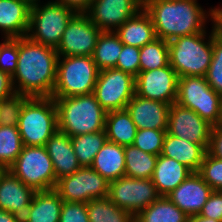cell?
Here are the masks:
<instances>
[{
	"instance_id": "1",
	"label": "cell",
	"mask_w": 222,
	"mask_h": 222,
	"mask_svg": "<svg viewBox=\"0 0 222 222\" xmlns=\"http://www.w3.org/2000/svg\"><path fill=\"white\" fill-rule=\"evenodd\" d=\"M58 53L55 48L18 38L17 68L12 75L15 92L28 97H51L54 91Z\"/></svg>"
},
{
	"instance_id": "2",
	"label": "cell",
	"mask_w": 222,
	"mask_h": 222,
	"mask_svg": "<svg viewBox=\"0 0 222 222\" xmlns=\"http://www.w3.org/2000/svg\"><path fill=\"white\" fill-rule=\"evenodd\" d=\"M157 38L167 42L185 35L203 33L213 23V5L204 9L198 0H143Z\"/></svg>"
},
{
	"instance_id": "3",
	"label": "cell",
	"mask_w": 222,
	"mask_h": 222,
	"mask_svg": "<svg viewBox=\"0 0 222 222\" xmlns=\"http://www.w3.org/2000/svg\"><path fill=\"white\" fill-rule=\"evenodd\" d=\"M53 99L59 131L75 137L104 130L107 111L93 93Z\"/></svg>"
},
{
	"instance_id": "4",
	"label": "cell",
	"mask_w": 222,
	"mask_h": 222,
	"mask_svg": "<svg viewBox=\"0 0 222 222\" xmlns=\"http://www.w3.org/2000/svg\"><path fill=\"white\" fill-rule=\"evenodd\" d=\"M212 26L203 33L185 35L168 42L169 65L178 77H205L212 59Z\"/></svg>"
},
{
	"instance_id": "5",
	"label": "cell",
	"mask_w": 222,
	"mask_h": 222,
	"mask_svg": "<svg viewBox=\"0 0 222 222\" xmlns=\"http://www.w3.org/2000/svg\"><path fill=\"white\" fill-rule=\"evenodd\" d=\"M25 146H45L58 130L57 109L52 97H29L23 104L18 123Z\"/></svg>"
},
{
	"instance_id": "6",
	"label": "cell",
	"mask_w": 222,
	"mask_h": 222,
	"mask_svg": "<svg viewBox=\"0 0 222 222\" xmlns=\"http://www.w3.org/2000/svg\"><path fill=\"white\" fill-rule=\"evenodd\" d=\"M99 69L92 56H59L52 98L88 95L94 92Z\"/></svg>"
},
{
	"instance_id": "7",
	"label": "cell",
	"mask_w": 222,
	"mask_h": 222,
	"mask_svg": "<svg viewBox=\"0 0 222 222\" xmlns=\"http://www.w3.org/2000/svg\"><path fill=\"white\" fill-rule=\"evenodd\" d=\"M76 12L51 0H39L31 5L27 36L41 45L57 49L68 22Z\"/></svg>"
},
{
	"instance_id": "8",
	"label": "cell",
	"mask_w": 222,
	"mask_h": 222,
	"mask_svg": "<svg viewBox=\"0 0 222 222\" xmlns=\"http://www.w3.org/2000/svg\"><path fill=\"white\" fill-rule=\"evenodd\" d=\"M175 102L193 110L211 125H220L222 96L210 87L205 77H179Z\"/></svg>"
},
{
	"instance_id": "9",
	"label": "cell",
	"mask_w": 222,
	"mask_h": 222,
	"mask_svg": "<svg viewBox=\"0 0 222 222\" xmlns=\"http://www.w3.org/2000/svg\"><path fill=\"white\" fill-rule=\"evenodd\" d=\"M25 185L35 191L55 189L56 176L45 146H25L8 168Z\"/></svg>"
},
{
	"instance_id": "10",
	"label": "cell",
	"mask_w": 222,
	"mask_h": 222,
	"mask_svg": "<svg viewBox=\"0 0 222 222\" xmlns=\"http://www.w3.org/2000/svg\"><path fill=\"white\" fill-rule=\"evenodd\" d=\"M110 181L91 167H80L76 172L57 181L55 190L66 202H83L109 195Z\"/></svg>"
},
{
	"instance_id": "11",
	"label": "cell",
	"mask_w": 222,
	"mask_h": 222,
	"mask_svg": "<svg viewBox=\"0 0 222 222\" xmlns=\"http://www.w3.org/2000/svg\"><path fill=\"white\" fill-rule=\"evenodd\" d=\"M110 201L134 217L156 201L158 193L152 179H138L123 176L110 182Z\"/></svg>"
},
{
	"instance_id": "12",
	"label": "cell",
	"mask_w": 222,
	"mask_h": 222,
	"mask_svg": "<svg viewBox=\"0 0 222 222\" xmlns=\"http://www.w3.org/2000/svg\"><path fill=\"white\" fill-rule=\"evenodd\" d=\"M93 94L107 112L126 109L135 95V77L116 68L101 70Z\"/></svg>"
},
{
	"instance_id": "13",
	"label": "cell",
	"mask_w": 222,
	"mask_h": 222,
	"mask_svg": "<svg viewBox=\"0 0 222 222\" xmlns=\"http://www.w3.org/2000/svg\"><path fill=\"white\" fill-rule=\"evenodd\" d=\"M101 33L86 13H76L56 49L58 56H92Z\"/></svg>"
},
{
	"instance_id": "14",
	"label": "cell",
	"mask_w": 222,
	"mask_h": 222,
	"mask_svg": "<svg viewBox=\"0 0 222 222\" xmlns=\"http://www.w3.org/2000/svg\"><path fill=\"white\" fill-rule=\"evenodd\" d=\"M213 125L193 110L174 102L169 108L167 133L180 139L200 144L206 151L210 144Z\"/></svg>"
},
{
	"instance_id": "15",
	"label": "cell",
	"mask_w": 222,
	"mask_h": 222,
	"mask_svg": "<svg viewBox=\"0 0 222 222\" xmlns=\"http://www.w3.org/2000/svg\"><path fill=\"white\" fill-rule=\"evenodd\" d=\"M178 79L176 71L169 64L162 68L141 71L135 77V94L171 105L177 98Z\"/></svg>"
},
{
	"instance_id": "16",
	"label": "cell",
	"mask_w": 222,
	"mask_h": 222,
	"mask_svg": "<svg viewBox=\"0 0 222 222\" xmlns=\"http://www.w3.org/2000/svg\"><path fill=\"white\" fill-rule=\"evenodd\" d=\"M143 8V0H93L86 14L101 31H115Z\"/></svg>"
},
{
	"instance_id": "17",
	"label": "cell",
	"mask_w": 222,
	"mask_h": 222,
	"mask_svg": "<svg viewBox=\"0 0 222 222\" xmlns=\"http://www.w3.org/2000/svg\"><path fill=\"white\" fill-rule=\"evenodd\" d=\"M213 191L197 172H192L166 197L190 217L200 214Z\"/></svg>"
},
{
	"instance_id": "18",
	"label": "cell",
	"mask_w": 222,
	"mask_h": 222,
	"mask_svg": "<svg viewBox=\"0 0 222 222\" xmlns=\"http://www.w3.org/2000/svg\"><path fill=\"white\" fill-rule=\"evenodd\" d=\"M170 104L134 95L126 109L138 130H167Z\"/></svg>"
},
{
	"instance_id": "19",
	"label": "cell",
	"mask_w": 222,
	"mask_h": 222,
	"mask_svg": "<svg viewBox=\"0 0 222 222\" xmlns=\"http://www.w3.org/2000/svg\"><path fill=\"white\" fill-rule=\"evenodd\" d=\"M35 192L6 169L0 176V209L23 218L27 214Z\"/></svg>"
},
{
	"instance_id": "20",
	"label": "cell",
	"mask_w": 222,
	"mask_h": 222,
	"mask_svg": "<svg viewBox=\"0 0 222 222\" xmlns=\"http://www.w3.org/2000/svg\"><path fill=\"white\" fill-rule=\"evenodd\" d=\"M31 4L24 0H0V36L20 38L27 36Z\"/></svg>"
},
{
	"instance_id": "21",
	"label": "cell",
	"mask_w": 222,
	"mask_h": 222,
	"mask_svg": "<svg viewBox=\"0 0 222 222\" xmlns=\"http://www.w3.org/2000/svg\"><path fill=\"white\" fill-rule=\"evenodd\" d=\"M57 181L76 172L81 166L72 147L71 137L57 130L46 142Z\"/></svg>"
},
{
	"instance_id": "22",
	"label": "cell",
	"mask_w": 222,
	"mask_h": 222,
	"mask_svg": "<svg viewBox=\"0 0 222 222\" xmlns=\"http://www.w3.org/2000/svg\"><path fill=\"white\" fill-rule=\"evenodd\" d=\"M114 32L119 36L123 44L138 48L157 38L151 17L144 8L125 21Z\"/></svg>"
},
{
	"instance_id": "23",
	"label": "cell",
	"mask_w": 222,
	"mask_h": 222,
	"mask_svg": "<svg viewBox=\"0 0 222 222\" xmlns=\"http://www.w3.org/2000/svg\"><path fill=\"white\" fill-rule=\"evenodd\" d=\"M191 173L192 171L185 165L173 158L160 154L156 162L152 181L160 196H167Z\"/></svg>"
},
{
	"instance_id": "24",
	"label": "cell",
	"mask_w": 222,
	"mask_h": 222,
	"mask_svg": "<svg viewBox=\"0 0 222 222\" xmlns=\"http://www.w3.org/2000/svg\"><path fill=\"white\" fill-rule=\"evenodd\" d=\"M206 152L200 144L174 137L166 132L161 155L175 159L192 172H198Z\"/></svg>"
},
{
	"instance_id": "25",
	"label": "cell",
	"mask_w": 222,
	"mask_h": 222,
	"mask_svg": "<svg viewBox=\"0 0 222 222\" xmlns=\"http://www.w3.org/2000/svg\"><path fill=\"white\" fill-rule=\"evenodd\" d=\"M62 206L55 189L36 191L22 222H59Z\"/></svg>"
},
{
	"instance_id": "26",
	"label": "cell",
	"mask_w": 222,
	"mask_h": 222,
	"mask_svg": "<svg viewBox=\"0 0 222 222\" xmlns=\"http://www.w3.org/2000/svg\"><path fill=\"white\" fill-rule=\"evenodd\" d=\"M90 167L110 182L125 176L124 146L107 140Z\"/></svg>"
},
{
	"instance_id": "27",
	"label": "cell",
	"mask_w": 222,
	"mask_h": 222,
	"mask_svg": "<svg viewBox=\"0 0 222 222\" xmlns=\"http://www.w3.org/2000/svg\"><path fill=\"white\" fill-rule=\"evenodd\" d=\"M104 130L108 141L127 146L133 145L138 129L127 109H122L107 112Z\"/></svg>"
},
{
	"instance_id": "28",
	"label": "cell",
	"mask_w": 222,
	"mask_h": 222,
	"mask_svg": "<svg viewBox=\"0 0 222 222\" xmlns=\"http://www.w3.org/2000/svg\"><path fill=\"white\" fill-rule=\"evenodd\" d=\"M189 216L181 211L166 196H160L151 205L140 211L134 222H188Z\"/></svg>"
},
{
	"instance_id": "29",
	"label": "cell",
	"mask_w": 222,
	"mask_h": 222,
	"mask_svg": "<svg viewBox=\"0 0 222 222\" xmlns=\"http://www.w3.org/2000/svg\"><path fill=\"white\" fill-rule=\"evenodd\" d=\"M125 176L152 179L158 156L143 152L134 145L124 146Z\"/></svg>"
},
{
	"instance_id": "30",
	"label": "cell",
	"mask_w": 222,
	"mask_h": 222,
	"mask_svg": "<svg viewBox=\"0 0 222 222\" xmlns=\"http://www.w3.org/2000/svg\"><path fill=\"white\" fill-rule=\"evenodd\" d=\"M123 43L113 31H102L98 37L92 58L99 71L115 68Z\"/></svg>"
},
{
	"instance_id": "31",
	"label": "cell",
	"mask_w": 222,
	"mask_h": 222,
	"mask_svg": "<svg viewBox=\"0 0 222 222\" xmlns=\"http://www.w3.org/2000/svg\"><path fill=\"white\" fill-rule=\"evenodd\" d=\"M89 222H134V216L105 198L87 202Z\"/></svg>"
},
{
	"instance_id": "32",
	"label": "cell",
	"mask_w": 222,
	"mask_h": 222,
	"mask_svg": "<svg viewBox=\"0 0 222 222\" xmlns=\"http://www.w3.org/2000/svg\"><path fill=\"white\" fill-rule=\"evenodd\" d=\"M105 130L71 137L72 147L81 167H90L96 154L106 143Z\"/></svg>"
},
{
	"instance_id": "33",
	"label": "cell",
	"mask_w": 222,
	"mask_h": 222,
	"mask_svg": "<svg viewBox=\"0 0 222 222\" xmlns=\"http://www.w3.org/2000/svg\"><path fill=\"white\" fill-rule=\"evenodd\" d=\"M140 72L165 67L169 64L168 42L155 38L140 48Z\"/></svg>"
},
{
	"instance_id": "34",
	"label": "cell",
	"mask_w": 222,
	"mask_h": 222,
	"mask_svg": "<svg viewBox=\"0 0 222 222\" xmlns=\"http://www.w3.org/2000/svg\"><path fill=\"white\" fill-rule=\"evenodd\" d=\"M23 148L17 126H0V164L8 169Z\"/></svg>"
},
{
	"instance_id": "35",
	"label": "cell",
	"mask_w": 222,
	"mask_h": 222,
	"mask_svg": "<svg viewBox=\"0 0 222 222\" xmlns=\"http://www.w3.org/2000/svg\"><path fill=\"white\" fill-rule=\"evenodd\" d=\"M212 59L205 78L210 87L222 96V38L212 24Z\"/></svg>"
},
{
	"instance_id": "36",
	"label": "cell",
	"mask_w": 222,
	"mask_h": 222,
	"mask_svg": "<svg viewBox=\"0 0 222 222\" xmlns=\"http://www.w3.org/2000/svg\"><path fill=\"white\" fill-rule=\"evenodd\" d=\"M28 96L15 93L0 100V126H18L23 104Z\"/></svg>"
},
{
	"instance_id": "37",
	"label": "cell",
	"mask_w": 222,
	"mask_h": 222,
	"mask_svg": "<svg viewBox=\"0 0 222 222\" xmlns=\"http://www.w3.org/2000/svg\"><path fill=\"white\" fill-rule=\"evenodd\" d=\"M167 130H137L133 145L143 152L159 156L163 149V140Z\"/></svg>"
},
{
	"instance_id": "38",
	"label": "cell",
	"mask_w": 222,
	"mask_h": 222,
	"mask_svg": "<svg viewBox=\"0 0 222 222\" xmlns=\"http://www.w3.org/2000/svg\"><path fill=\"white\" fill-rule=\"evenodd\" d=\"M197 173L213 190L222 191V159L206 152Z\"/></svg>"
},
{
	"instance_id": "39",
	"label": "cell",
	"mask_w": 222,
	"mask_h": 222,
	"mask_svg": "<svg viewBox=\"0 0 222 222\" xmlns=\"http://www.w3.org/2000/svg\"><path fill=\"white\" fill-rule=\"evenodd\" d=\"M0 43V70L14 74L18 61V38H3Z\"/></svg>"
},
{
	"instance_id": "40",
	"label": "cell",
	"mask_w": 222,
	"mask_h": 222,
	"mask_svg": "<svg viewBox=\"0 0 222 222\" xmlns=\"http://www.w3.org/2000/svg\"><path fill=\"white\" fill-rule=\"evenodd\" d=\"M139 57L140 48L123 44L115 68L136 77L140 72Z\"/></svg>"
},
{
	"instance_id": "41",
	"label": "cell",
	"mask_w": 222,
	"mask_h": 222,
	"mask_svg": "<svg viewBox=\"0 0 222 222\" xmlns=\"http://www.w3.org/2000/svg\"><path fill=\"white\" fill-rule=\"evenodd\" d=\"M59 222H89L87 203L63 201Z\"/></svg>"
},
{
	"instance_id": "42",
	"label": "cell",
	"mask_w": 222,
	"mask_h": 222,
	"mask_svg": "<svg viewBox=\"0 0 222 222\" xmlns=\"http://www.w3.org/2000/svg\"><path fill=\"white\" fill-rule=\"evenodd\" d=\"M200 216L222 222V191L214 190L204 204Z\"/></svg>"
},
{
	"instance_id": "43",
	"label": "cell",
	"mask_w": 222,
	"mask_h": 222,
	"mask_svg": "<svg viewBox=\"0 0 222 222\" xmlns=\"http://www.w3.org/2000/svg\"><path fill=\"white\" fill-rule=\"evenodd\" d=\"M207 152L213 157L222 159V126H213Z\"/></svg>"
},
{
	"instance_id": "44",
	"label": "cell",
	"mask_w": 222,
	"mask_h": 222,
	"mask_svg": "<svg viewBox=\"0 0 222 222\" xmlns=\"http://www.w3.org/2000/svg\"><path fill=\"white\" fill-rule=\"evenodd\" d=\"M15 93L12 76L0 70V100L8 98Z\"/></svg>"
},
{
	"instance_id": "45",
	"label": "cell",
	"mask_w": 222,
	"mask_h": 222,
	"mask_svg": "<svg viewBox=\"0 0 222 222\" xmlns=\"http://www.w3.org/2000/svg\"><path fill=\"white\" fill-rule=\"evenodd\" d=\"M51 1L72 8L76 13H86L89 10L93 0H51Z\"/></svg>"
},
{
	"instance_id": "46",
	"label": "cell",
	"mask_w": 222,
	"mask_h": 222,
	"mask_svg": "<svg viewBox=\"0 0 222 222\" xmlns=\"http://www.w3.org/2000/svg\"><path fill=\"white\" fill-rule=\"evenodd\" d=\"M0 222H22V218L11 212L0 209Z\"/></svg>"
},
{
	"instance_id": "47",
	"label": "cell",
	"mask_w": 222,
	"mask_h": 222,
	"mask_svg": "<svg viewBox=\"0 0 222 222\" xmlns=\"http://www.w3.org/2000/svg\"><path fill=\"white\" fill-rule=\"evenodd\" d=\"M188 222H221L211 218L202 217L200 215L190 216Z\"/></svg>"
},
{
	"instance_id": "48",
	"label": "cell",
	"mask_w": 222,
	"mask_h": 222,
	"mask_svg": "<svg viewBox=\"0 0 222 222\" xmlns=\"http://www.w3.org/2000/svg\"><path fill=\"white\" fill-rule=\"evenodd\" d=\"M213 25L217 35L222 38V18H213Z\"/></svg>"
},
{
	"instance_id": "49",
	"label": "cell",
	"mask_w": 222,
	"mask_h": 222,
	"mask_svg": "<svg viewBox=\"0 0 222 222\" xmlns=\"http://www.w3.org/2000/svg\"><path fill=\"white\" fill-rule=\"evenodd\" d=\"M213 18H222V3L221 5L213 6Z\"/></svg>"
},
{
	"instance_id": "50",
	"label": "cell",
	"mask_w": 222,
	"mask_h": 222,
	"mask_svg": "<svg viewBox=\"0 0 222 222\" xmlns=\"http://www.w3.org/2000/svg\"><path fill=\"white\" fill-rule=\"evenodd\" d=\"M5 170L6 168L0 164V176L4 173Z\"/></svg>"
},
{
	"instance_id": "51",
	"label": "cell",
	"mask_w": 222,
	"mask_h": 222,
	"mask_svg": "<svg viewBox=\"0 0 222 222\" xmlns=\"http://www.w3.org/2000/svg\"><path fill=\"white\" fill-rule=\"evenodd\" d=\"M26 2H28L29 4L33 5L35 4L36 2H38L39 0H24Z\"/></svg>"
},
{
	"instance_id": "52",
	"label": "cell",
	"mask_w": 222,
	"mask_h": 222,
	"mask_svg": "<svg viewBox=\"0 0 222 222\" xmlns=\"http://www.w3.org/2000/svg\"><path fill=\"white\" fill-rule=\"evenodd\" d=\"M220 125L222 126V112H221V120H220Z\"/></svg>"
}]
</instances>
